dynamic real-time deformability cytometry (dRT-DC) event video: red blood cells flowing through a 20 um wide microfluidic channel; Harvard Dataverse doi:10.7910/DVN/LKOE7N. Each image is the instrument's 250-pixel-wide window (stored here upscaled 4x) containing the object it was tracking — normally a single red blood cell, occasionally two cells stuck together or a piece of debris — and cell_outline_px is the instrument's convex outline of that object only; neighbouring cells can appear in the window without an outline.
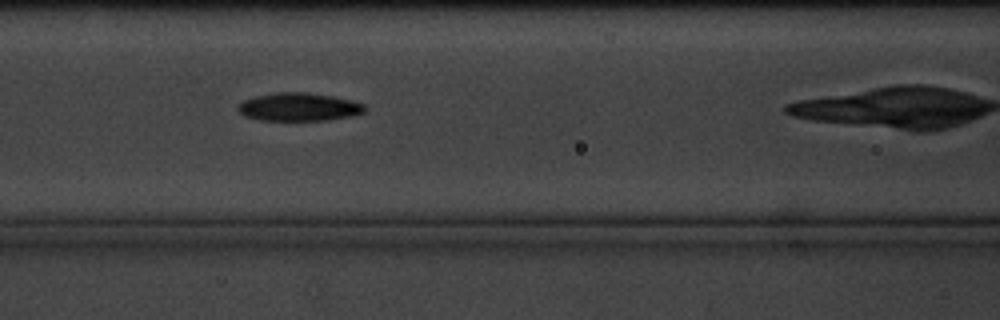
{"species": "common noctule bat (a hibernating species)", "species_latin": "Nyctalus noctula", "temperature_condition": "cold", "stored_images_in_passage": 6, "camera_frame_rate_fps": 3000, "um_per_image_px": 0.085, "animal": {"sex": "male", "body_mass_g": 20.1, "forearm_length_mm": 53.5}, "frame": {"image": 1, "passage_image": 3, "time_ms": 2.333, "image_size_px": [1000, 320], "cell_outline_px": [[364, 112], [348, 116], [328, 120], [260, 120], [244, 116], [236, 108], [244, 100], [256, 96], [276, 92], [308, 92], [332, 96], [352, 100], [364, 104]], "centroid_in_image_um": [25.38, 9.08], "position_along_channel_um": 141.2, "area_um2": 20.63}}